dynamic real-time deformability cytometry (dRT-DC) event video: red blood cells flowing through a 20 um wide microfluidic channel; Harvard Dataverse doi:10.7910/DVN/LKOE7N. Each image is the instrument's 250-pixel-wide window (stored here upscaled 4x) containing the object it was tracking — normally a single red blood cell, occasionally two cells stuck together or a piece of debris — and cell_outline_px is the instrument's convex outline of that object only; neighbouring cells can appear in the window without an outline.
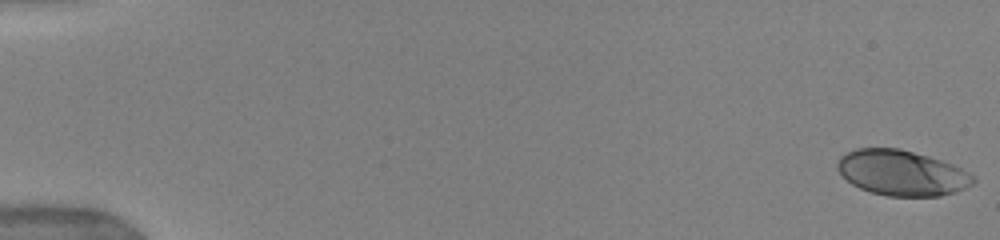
{"species": "human", "species_latin": "Homo sapiens", "temperature_condition": "warm", "stored_images_in_passage": 52, "camera_frame_rate_fps": 3000, "um_per_image_px": 0.085, "donor": {"sex": "female"}, "frame": {"image": 1, "passage_image": 1, "time_ms": 0.0, "image_size_px": [1000, 240], "cell_outline_px": [[976, 180], [972, 184], [956, 192], [940, 196], [888, 196], [872, 192], [860, 188], [852, 184], [836, 168], [836, 164], [840, 156], [856, 148], [900, 148], [928, 156], [952, 164], [968, 172]], "centroid_in_image_um": [76.64, 14.69], "position_along_channel_um": 8.4, "area_um2": 35.72}}
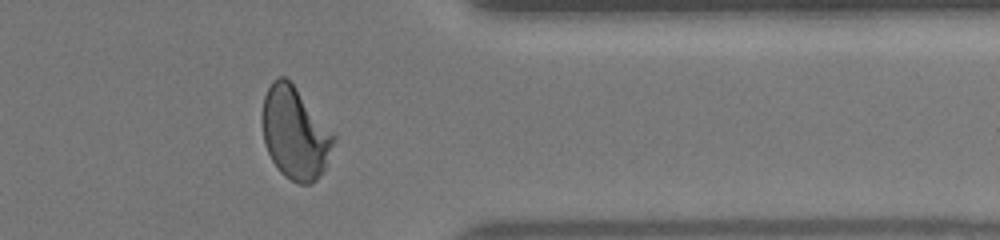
{"frame": {"image": 2, "passage_image": 43, "time_ms": 14.0, "image_size_px": [1000, 240], "cell_outline_px": [[336, 140], [324, 168], [316, 180], [312, 184], [296, 184], [284, 176], [280, 172], [272, 160], [264, 144], [260, 120], [260, 116], [264, 96], [272, 80], [280, 76], [284, 76], [292, 84], [336, 136]], "centroid_in_image_um": [25.03, 11.34], "position_along_channel_um": 386.4, "area_um2": 38.32}}
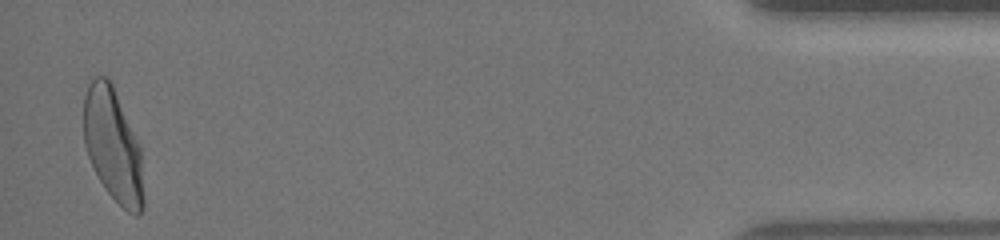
{"frame": {"image": 3, "passage_image": 51, "time_ms": 16.667, "image_size_px": [1000, 240], "cell_outline_px": [[144, 208], [136, 216], [128, 212], [108, 192], [100, 180], [88, 156], [84, 144], [84, 96], [88, 84], [96, 76], [108, 76], [112, 84], [140, 144], [144, 200]], "centroid_in_image_um": [9.61, 12.33], "position_along_channel_um": 425.6, "area_um2": 39.3}, "authors_computed_cell_mechanics": {"area_um2": 37.281, "velocity_mm_per_s": 3.9511, "shape_relaxation_time_tau1_ms": 3.9037, "shape_relaxation_time_tau2_ms": null, "deformation_change_tau1": 0.1739, "deformation_change_tau2": null}}